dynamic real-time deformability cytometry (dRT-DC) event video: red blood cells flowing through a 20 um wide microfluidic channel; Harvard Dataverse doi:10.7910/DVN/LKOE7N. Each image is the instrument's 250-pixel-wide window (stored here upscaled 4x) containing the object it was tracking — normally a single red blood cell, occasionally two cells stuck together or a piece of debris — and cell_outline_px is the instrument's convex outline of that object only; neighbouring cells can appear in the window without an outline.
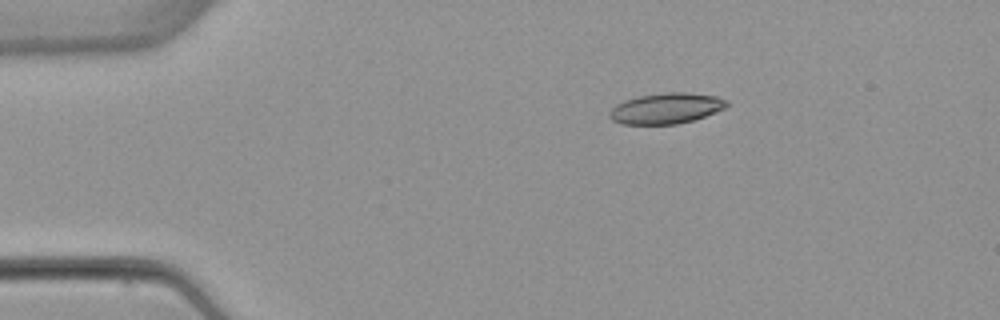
{"species": "common noctule bat (a hibernating species)", "species_latin": "Nyctalus noctula", "temperature_condition": "warm", "stored_images_in_passage": 9, "camera_frame_rate_fps": 3000, "um_per_image_px": 0.085, "animal": {"sex": "female", "body_mass_g": 22.7, "forearm_length_mm": 54.2}, "frame": {"image": 1, "passage_image": 2, "time_ms": 1.0, "image_size_px": [1000, 320], "cell_outline_px": [[728, 108], [692, 120], [676, 124], [620, 124], [612, 120], [608, 116], [608, 112], [616, 104], [624, 100], [640, 96], [668, 92], [688, 92], [716, 96], [728, 100]], "centroid_in_image_um": [56.63, 9.21], "position_along_channel_um": 28.4, "area_um2": 21.1}}
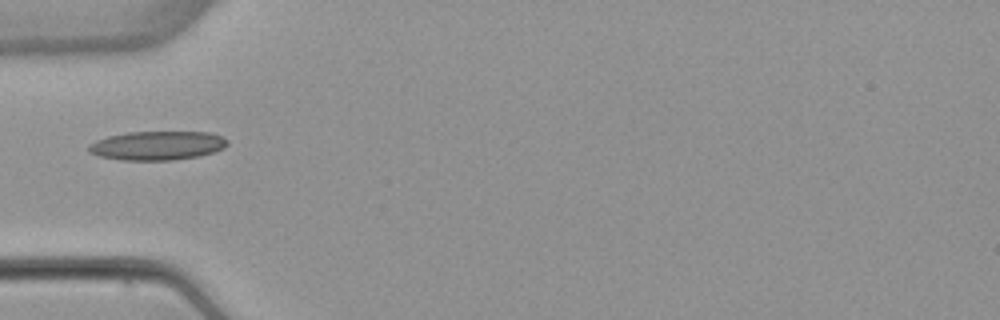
{"frame": {"image": 2, "passage_image": 4, "time_ms": 3.667, "image_size_px": [1000, 320], "cell_outline_px": [[228, 144], [224, 148], [200, 156], [172, 160], [120, 160], [100, 156], [88, 152], [88, 144], [96, 140], [108, 136], [128, 132], [208, 132], [220, 136], [228, 140]], "centroid_in_image_um": [13.35, 12.37], "position_along_channel_um": 71.7, "area_um2": 23.41}}
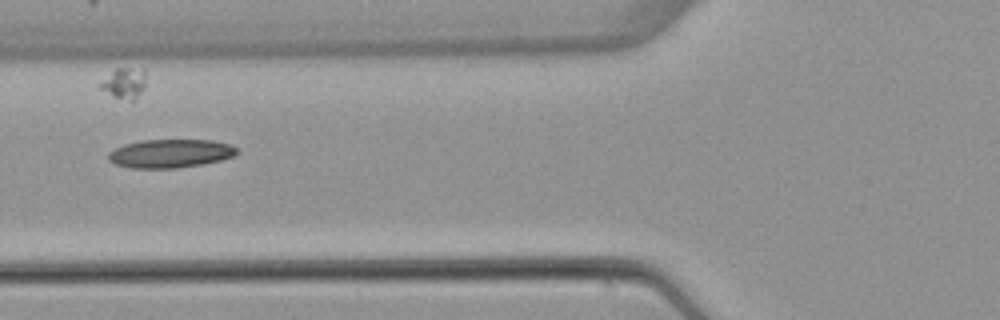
{"frame": {"image": 3, "passage_image": 5, "time_ms": 4.667, "image_size_px": [1000, 320], "cell_outline_px": [[240, 152], [232, 156], [220, 160], [204, 164], [176, 168], [132, 168], [116, 164], [108, 160], [108, 152], [124, 144], [140, 140], [212, 140], [232, 144]], "centroid_in_image_um": [14.49, 13.04], "position_along_channel_um": 111.3, "area_um2": 21.44}}